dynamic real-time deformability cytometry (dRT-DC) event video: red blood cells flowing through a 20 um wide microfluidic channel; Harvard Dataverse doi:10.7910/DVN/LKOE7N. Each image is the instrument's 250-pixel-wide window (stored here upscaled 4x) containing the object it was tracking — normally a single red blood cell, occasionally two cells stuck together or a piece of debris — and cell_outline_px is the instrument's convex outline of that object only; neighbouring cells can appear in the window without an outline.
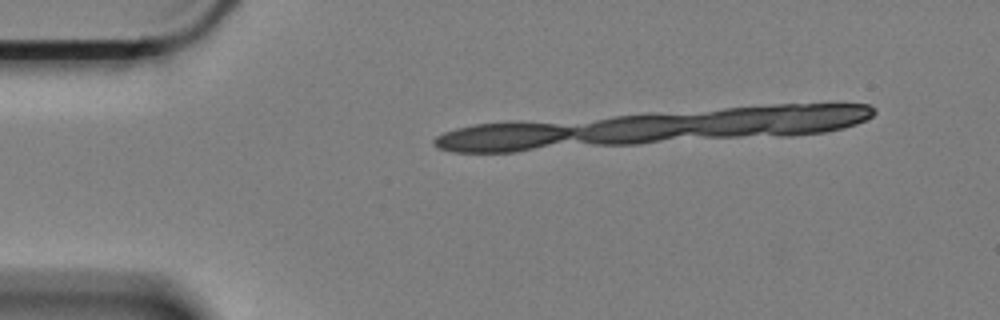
{"species": "Egyptian fruit bat (a non-hibernating species)", "species_latin": "Rousettus aegyptiacus", "temperature_condition": "cold", "stored_images_in_passage": 8, "camera_frame_rate_fps": 3000, "um_per_image_px": 0.085, "animal": {"sex": "female"}, "frame": {"image": 1, "passage_image": 1, "time_ms": 0.0, "image_size_px": [1000, 320], "cell_outline_px": [[576, 132], [552, 140], [520, 148], [452, 148], [440, 144], [440, 140], [460, 132], [472, 128], [492, 124], [540, 124], [568, 128]], "centroid_in_image_um": [42.94, 11.57], "position_along_channel_um": 42.1, "area_um2": 17.11}}